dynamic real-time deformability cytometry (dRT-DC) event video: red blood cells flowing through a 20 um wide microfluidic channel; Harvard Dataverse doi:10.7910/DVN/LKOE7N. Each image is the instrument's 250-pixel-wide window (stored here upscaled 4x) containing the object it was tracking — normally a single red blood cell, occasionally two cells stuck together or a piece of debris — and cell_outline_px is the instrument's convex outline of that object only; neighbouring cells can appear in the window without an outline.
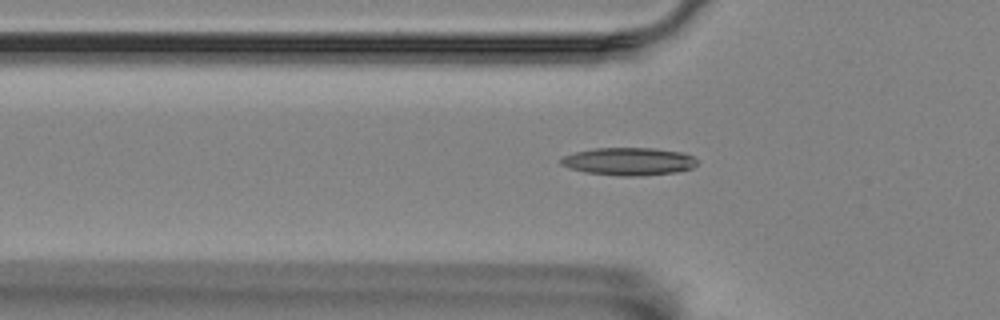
{"species": "Egyptian fruit bat (a non-hibernating species)", "species_latin": "Rousettus aegyptiacus", "temperature_condition": "room temperature", "stored_images_in_passage": 40, "camera_frame_rate_fps": 3000, "um_per_image_px": 0.085, "animal": {"sex": "female"}, "frame": {"image": 1, "passage_image": 3, "time_ms": 0.667, "image_size_px": [1000, 320], "cell_outline_px": [[696, 164], [692, 168], [676, 172], [640, 176], [616, 176], [584, 172], [568, 168], [560, 164], [560, 156], [576, 152], [596, 148], [656, 148], [684, 152], [692, 156], [696, 160]], "centroid_in_image_um": [53.41, 13.72], "position_along_channel_um": 72.4, "area_um2": 22.25}}
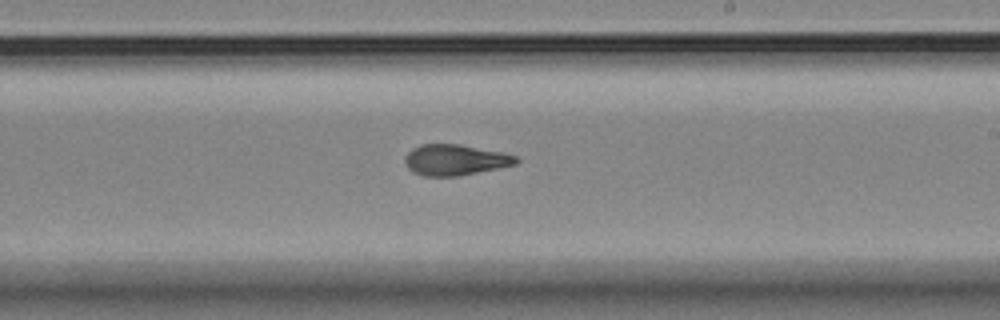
{"frame": {"image": 2, "passage_image": 18, "time_ms": 5.667, "image_size_px": [1000, 320], "cell_outline_px": [[520, 160], [516, 164], [460, 176], [424, 176], [412, 172], [404, 164], [404, 156], [412, 148], [420, 144], [460, 144], [504, 152], [516, 156]], "centroid_in_image_um": [38.67, 13.59], "position_along_channel_um": 250.3, "area_um2": 20.23}}
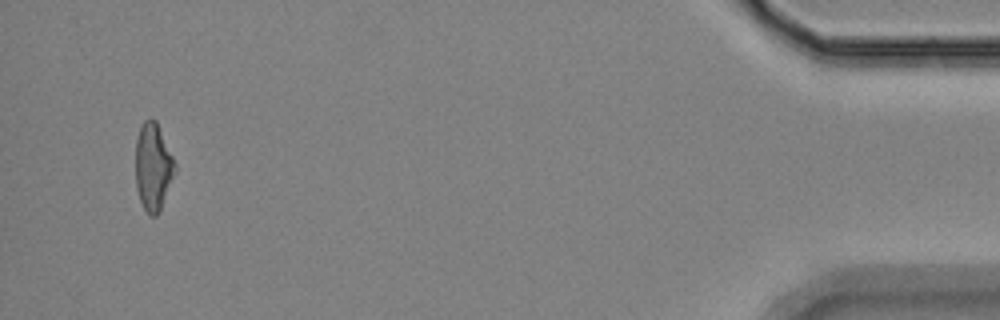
{"frame": {"image": 3, "passage_image": 39, "time_ms": 12.667, "image_size_px": [1000, 320], "cell_outline_px": [[176, 172], [160, 212], [156, 216], [148, 216], [140, 200], [136, 188], [136, 136], [144, 120], [152, 116], [156, 120], [176, 164]], "centroid_in_image_um": [13.02, 14.19], "position_along_channel_um": 422.2, "area_um2": 20.35}}